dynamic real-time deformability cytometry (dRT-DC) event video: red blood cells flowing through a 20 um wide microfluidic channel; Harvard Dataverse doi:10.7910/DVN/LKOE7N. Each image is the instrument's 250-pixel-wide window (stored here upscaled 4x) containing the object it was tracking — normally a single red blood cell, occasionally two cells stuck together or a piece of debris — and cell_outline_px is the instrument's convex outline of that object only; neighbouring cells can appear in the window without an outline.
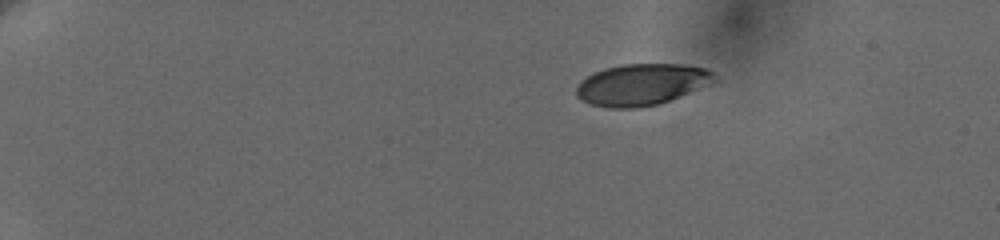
{"species": "human", "species_latin": "Homo sapiens", "temperature_condition": "cold", "stored_images_in_passage": 49, "camera_frame_rate_fps": 3000, "um_per_image_px": 0.085, "donor": {"sex": "female"}, "frame": {"image": 1, "passage_image": 1, "time_ms": 0.0, "image_size_px": [1000, 240], "cell_outline_px": [[716, 80], [660, 104], [636, 108], [612, 108], [592, 104], [576, 96], [576, 88], [580, 80], [604, 68], [624, 64], [684, 64], [704, 68], [712, 72], [716, 76]], "centroid_in_image_um": [54.51, 7.18], "position_along_channel_um": 30.5, "area_um2": 32.95}}
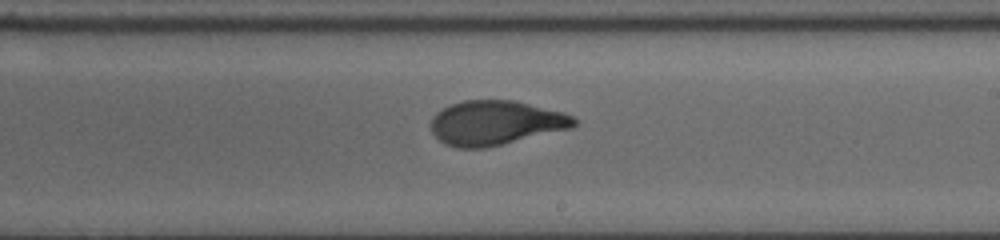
{"frame": {"image": 2, "passage_image": 28, "time_ms": 9.0, "image_size_px": [1000, 240], "cell_outline_px": [[576, 124], [572, 128], [484, 148], [456, 148], [444, 144], [432, 132], [432, 116], [436, 112], [452, 104], [464, 100], [516, 100], [564, 112], [572, 116], [576, 120]], "centroid_in_image_um": [42.13, 10.43], "position_along_channel_um": 246.9, "area_um2": 36.99}}
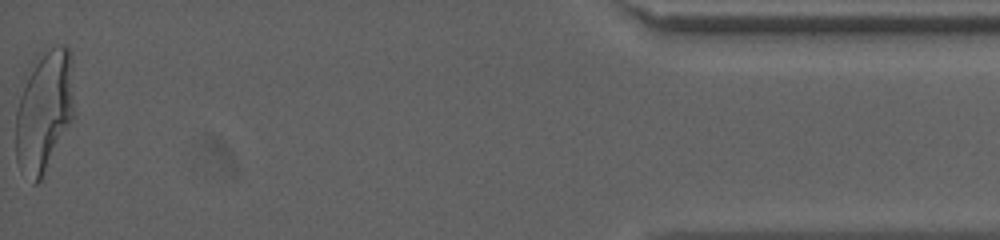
{"frame": {"image": 3, "passage_image": 49, "time_ms": 16.0, "image_size_px": [1000, 240], "cell_outline_px": [[72, 120], [40, 180], [36, 184], [32, 184], [20, 172], [16, 160], [16, 108], [24, 72], [36, 56], [40, 52], [60, 44], [64, 44], [68, 48], [72, 56]], "centroid_in_image_um": [3.69, 9.39], "position_along_channel_um": 431.5, "area_um2": 42.14}, "authors_computed_cell_mechanics": {"area_um2": 37.1654, "velocity_mm_per_s": 3.6258, "shape_relaxation_time_tau1_ms": 4.5012, "shape_relaxation_time_tau2_ms": 0.9377, "deformation_change_tau1": 0.19, "deformation_change_tau2": 0.0678}}